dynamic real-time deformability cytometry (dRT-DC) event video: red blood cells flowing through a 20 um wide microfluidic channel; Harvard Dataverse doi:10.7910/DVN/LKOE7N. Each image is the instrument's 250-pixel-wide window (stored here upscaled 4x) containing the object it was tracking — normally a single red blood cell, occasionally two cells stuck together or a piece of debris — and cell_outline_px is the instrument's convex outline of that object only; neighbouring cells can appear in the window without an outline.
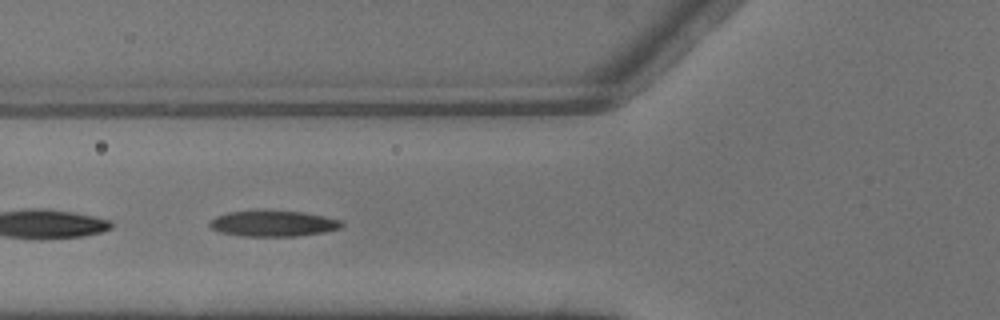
{"species": "common noctule bat (a hibernating species)", "species_latin": "Nyctalus noctula", "temperature_condition": "warm", "stored_images_in_passage": 4, "camera_frame_rate_fps": 3000, "um_per_image_px": 0.085, "animal": {"sex": "male", "body_mass_g": 13.3}, "frame": {"image": 1, "passage_image": 4, "time_ms": 1.0, "image_size_px": [1000, 320], "cell_outline_px": [[344, 224], [340, 228], [324, 232], [300, 236], [240, 236], [220, 232], [212, 228], [208, 224], [216, 216], [228, 212], [304, 212], [340, 220]], "centroid_in_image_um": [23.23, 19.03], "position_along_channel_um": 102.6, "area_um2": 19.36}}